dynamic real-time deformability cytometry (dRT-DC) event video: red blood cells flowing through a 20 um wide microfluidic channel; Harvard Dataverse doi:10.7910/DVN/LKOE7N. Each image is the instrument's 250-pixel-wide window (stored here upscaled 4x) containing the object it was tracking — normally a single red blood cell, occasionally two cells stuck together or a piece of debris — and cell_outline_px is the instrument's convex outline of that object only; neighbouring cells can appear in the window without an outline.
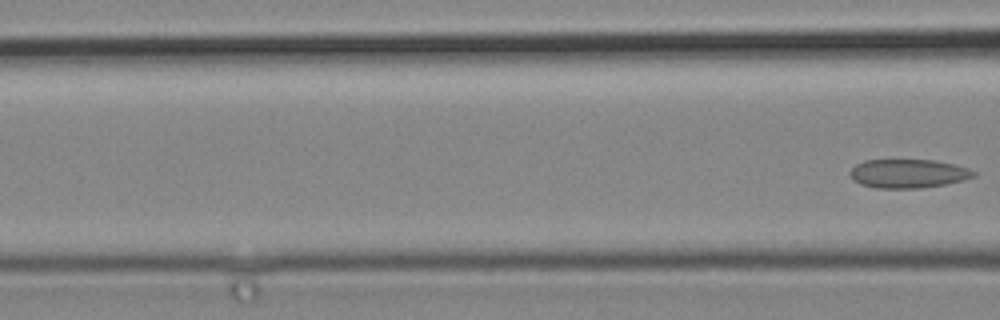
{"species": "common noctule bat (a hibernating species)", "species_latin": "Nyctalus noctula", "temperature_condition": "cold", "stored_images_in_passage": 5, "segment_of_instrument_passage": [2, 2], "camera_frame_rate_fps": 3000, "um_per_image_px": 0.085, "animal": {"sex": "male", "body_mass_g": 19.2, "forearm_length_mm": 51.8}, "frame": {"image": 1, "passage_image": 5, "time_ms": 1.333, "image_size_px": [1000, 320], "cell_outline_px": [[976, 176], [964, 180], [944, 184], [920, 188], [876, 188], [860, 184], [852, 180], [848, 172], [856, 164], [864, 160], [932, 160], [952, 164], [968, 168], [976, 172]], "centroid_in_image_um": [77.16, 14.75], "position_along_channel_um": 89.4, "area_um2": 20.75}}